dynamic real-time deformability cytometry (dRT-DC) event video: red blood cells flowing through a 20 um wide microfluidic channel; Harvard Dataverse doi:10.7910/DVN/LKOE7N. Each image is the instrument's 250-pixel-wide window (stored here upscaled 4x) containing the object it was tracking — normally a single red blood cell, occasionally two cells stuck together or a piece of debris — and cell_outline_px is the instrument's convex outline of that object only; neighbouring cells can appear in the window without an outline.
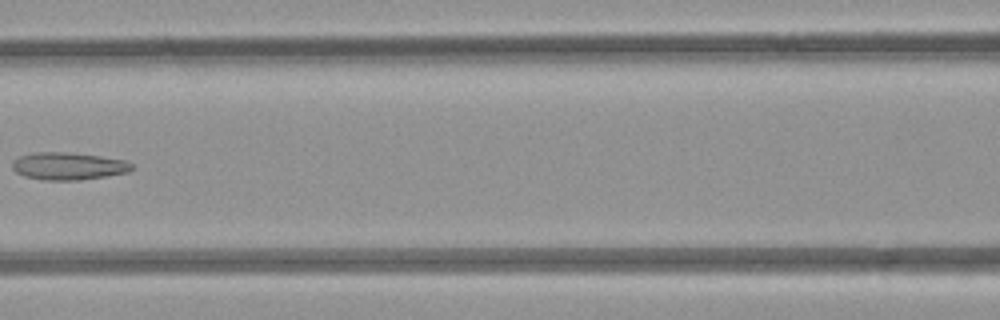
{"species": "common noctule bat (a hibernating species)", "species_latin": "Nyctalus noctula", "temperature_condition": "room temperature", "stored_images_in_passage": 5, "camera_frame_rate_fps": 3000, "um_per_image_px": 0.085, "animal": {"sex": "female", "body_mass_g": 21.9}, "frame": {"image": 1, "passage_image": 5, "time_ms": 5.667, "image_size_px": [1000, 320], "cell_outline_px": [[132, 168], [128, 172], [80, 180], [44, 180], [24, 176], [16, 172], [12, 168], [12, 160], [20, 156], [36, 152], [68, 152], [100, 156], [124, 160], [132, 164]], "centroid_in_image_um": [5.77, 14.11], "position_along_channel_um": 160.8, "area_um2": 19.02}}